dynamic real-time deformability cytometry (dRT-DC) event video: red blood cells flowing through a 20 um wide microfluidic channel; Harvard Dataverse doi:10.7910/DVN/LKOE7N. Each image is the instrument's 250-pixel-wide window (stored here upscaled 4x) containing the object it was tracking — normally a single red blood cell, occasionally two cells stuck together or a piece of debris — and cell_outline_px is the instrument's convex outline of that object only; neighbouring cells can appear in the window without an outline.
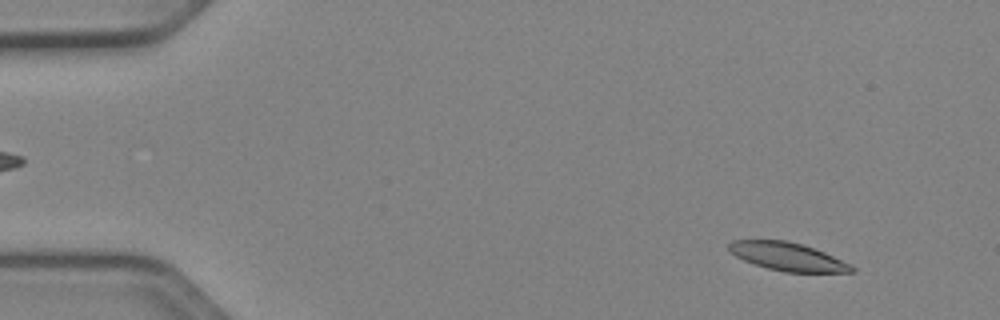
{"species": "Egyptian fruit bat (a non-hibernating species)", "species_latin": "Rousettus aegyptiacus", "temperature_condition": "cold", "stored_images_in_passage": 52, "camera_frame_rate_fps": 3000, "um_per_image_px": 0.085, "animal": {"sex": "female"}, "frame": {"image": 1, "passage_image": 5, "time_ms": 1.333, "image_size_px": [1000, 320], "cell_outline_px": [[856, 272], [784, 272], [768, 268], [744, 260], [736, 256], [728, 248], [728, 244], [732, 240], [788, 240], [804, 244], [824, 252], [852, 264], [856, 268]], "centroid_in_image_um": [67.0, 21.8], "position_along_channel_um": 18.0, "area_um2": 20.17}}
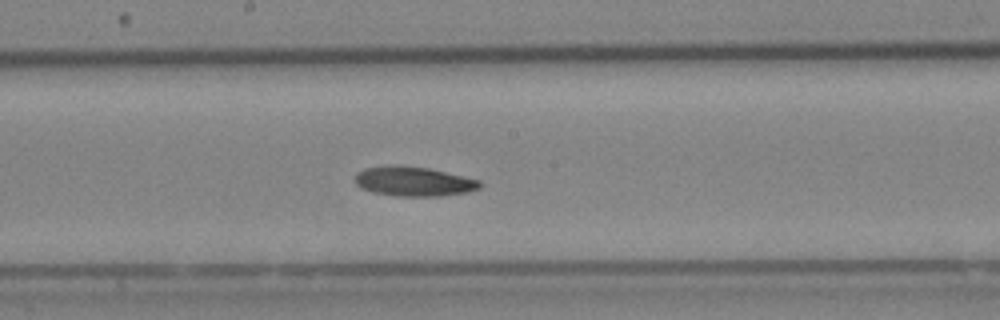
{"frame": {"image": 2, "passage_image": 28, "time_ms": 9.0, "image_size_px": [1000, 320], "cell_outline_px": [[484, 184], [480, 188], [468, 192], [444, 196], [396, 196], [372, 192], [360, 188], [356, 184], [356, 172], [364, 168], [384, 164], [396, 164], [428, 168], [480, 180]], "centroid_in_image_um": [35.14, 15.41], "position_along_channel_um": 213.1, "area_um2": 21.91}}
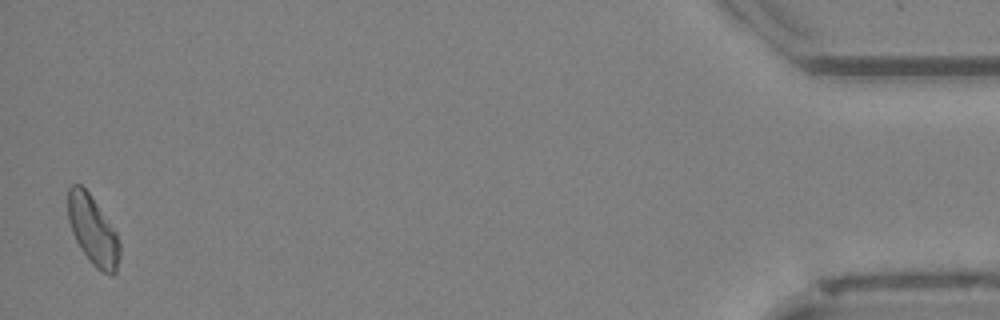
{"frame": {"image": 3, "passage_image": 51, "time_ms": 16.667, "image_size_px": [1000, 320], "cell_outline_px": [[120, 256], [116, 272], [112, 276], [96, 268], [92, 264], [80, 248], [72, 232], [68, 220], [68, 188], [72, 184], [80, 184], [88, 192], [116, 232], [120, 240]], "centroid_in_image_um": [7.9, 19.6], "position_along_channel_um": 427.3, "area_um2": 20.69}, "authors_computed_cell_mechanics": {"area_um2": 21.2415, "velocity_mm_per_s": 3.938, "shape_relaxation_time_tau1_ms": 4.1769, "shape_relaxation_time_tau2_ms": null, "deformation_change_tau1": 0.1377, "deformation_change_tau2": null}}